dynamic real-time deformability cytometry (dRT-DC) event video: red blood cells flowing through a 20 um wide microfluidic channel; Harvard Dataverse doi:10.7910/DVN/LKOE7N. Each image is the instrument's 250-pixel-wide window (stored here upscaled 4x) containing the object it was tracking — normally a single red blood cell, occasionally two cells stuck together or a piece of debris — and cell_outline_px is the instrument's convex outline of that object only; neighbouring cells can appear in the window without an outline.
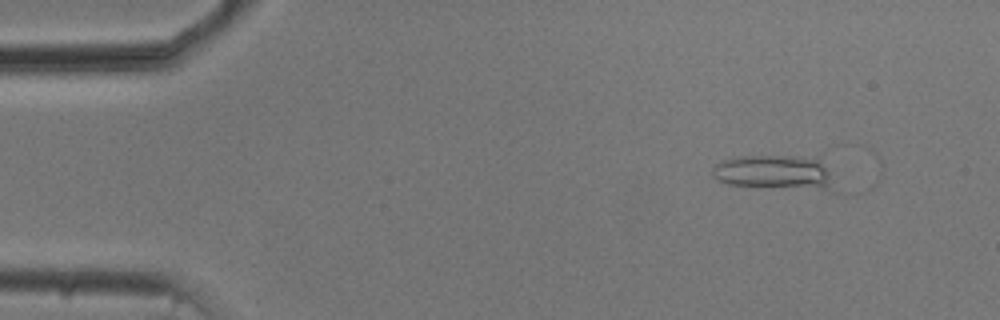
{"species": "common noctule bat (a hibernating species)", "species_latin": "Nyctalus noctula", "temperature_condition": "cold", "stored_images_in_passage": 3, "camera_frame_rate_fps": 3000, "um_per_image_px": 0.085, "animal": {"sex": "male", "body_mass_g": 20.5, "forearm_length_mm": 52.5}, "frame": {"image": 1, "passage_image": 1, "time_ms": 0.0, "image_size_px": [1000, 320], "cell_outline_px": [[832, 192], [768, 188], [728, 184], [712, 176], [712, 168], [716, 164], [724, 160], [736, 156], [816, 156], [820, 160], [828, 172]], "centroid_in_image_um": [65.85, 14.67], "position_along_channel_um": 19.1, "area_um2": 24.97}}